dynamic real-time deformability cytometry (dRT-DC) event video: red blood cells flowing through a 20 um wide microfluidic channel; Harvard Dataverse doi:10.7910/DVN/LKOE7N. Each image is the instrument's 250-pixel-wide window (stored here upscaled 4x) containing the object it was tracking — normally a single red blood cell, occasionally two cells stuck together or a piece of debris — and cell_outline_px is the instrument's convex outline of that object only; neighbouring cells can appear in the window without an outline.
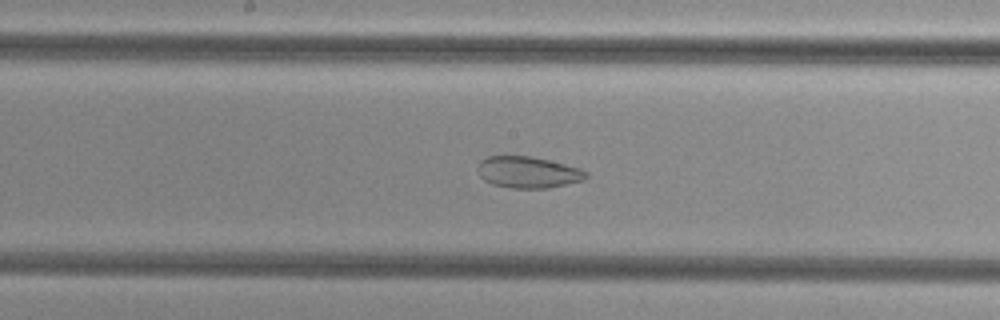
{"species": "common noctule bat (a hibernating species)", "species_latin": "Nyctalus noctula", "temperature_condition": "cold", "stored_images_in_passage": 51, "camera_frame_rate_fps": 3000, "um_per_image_px": 0.085, "animal": {"sex": "female", "body_mass_g": 29.2, "forearm_length_mm": 56.3}, "frame": {"image": 1, "passage_image": 26, "time_ms": 8.333, "image_size_px": [1000, 320], "cell_outline_px": [[588, 176], [584, 180], [548, 188], [512, 188], [492, 184], [484, 180], [480, 176], [476, 168], [480, 160], [488, 156], [528, 156], [548, 160], [580, 168], [588, 172]], "centroid_in_image_um": [44.86, 14.64], "position_along_channel_um": 203.3, "area_um2": 19.88}}
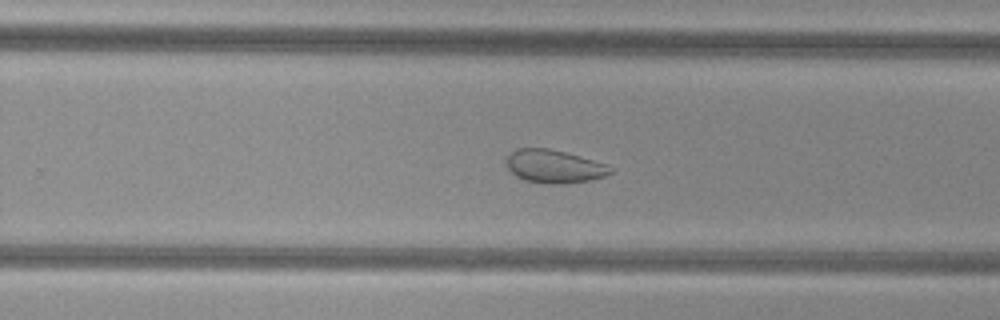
{"frame": {"image": 2, "passage_image": 32, "time_ms": 10.333, "image_size_px": [1000, 320], "cell_outline_px": [[616, 168], [612, 172], [604, 176], [588, 180], [560, 184], [556, 184], [524, 180], [516, 176], [508, 168], [508, 156], [516, 148], [548, 148], [580, 156], [608, 164]], "centroid_in_image_um": [47.15, 14.13], "position_along_channel_um": 282.6, "area_um2": 19.88}}
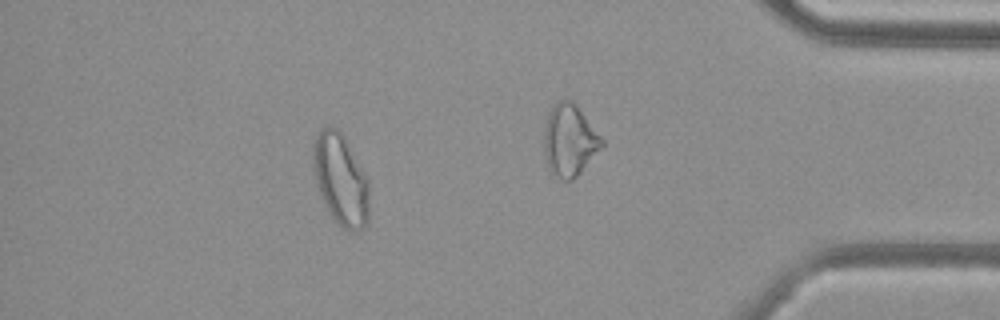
{"frame": {"image": 3, "passage_image": 45, "time_ms": 14.667, "image_size_px": [1000, 320], "cell_outline_px": [[368, 224], [364, 228], [356, 232], [348, 232], [336, 224], [328, 212], [320, 196], [312, 168], [312, 140], [324, 128], [336, 128], [344, 136], [368, 180]], "centroid_in_image_um": [28.93, 15.33], "position_along_channel_um": 406.3, "area_um2": 30.17}}